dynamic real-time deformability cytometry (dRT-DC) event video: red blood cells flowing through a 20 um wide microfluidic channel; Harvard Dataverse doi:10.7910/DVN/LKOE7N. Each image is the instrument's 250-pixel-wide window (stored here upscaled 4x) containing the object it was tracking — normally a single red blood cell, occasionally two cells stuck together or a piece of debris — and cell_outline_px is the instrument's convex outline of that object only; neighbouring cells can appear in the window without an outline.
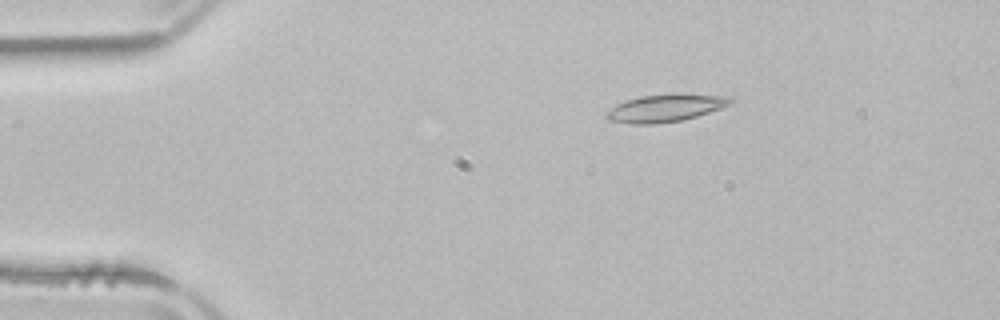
{"species": "common noctule bat (a hibernating species)", "species_latin": "Nyctalus noctula", "temperature_condition": "room temperature", "stored_images_in_passage": 5, "camera_frame_rate_fps": 3000, "um_per_image_px": 0.085, "animal": {"sex": "male", "body_mass_g": 21.5, "forearm_length_mm": 52.0}, "frame": {"image": 1, "passage_image": 3, "time_ms": 2.333, "image_size_px": [1000, 320], "cell_outline_px": [[732, 104], [696, 116], [680, 120], [652, 124], [628, 124], [608, 120], [604, 116], [604, 112], [616, 104], [640, 96], [732, 96]], "centroid_in_image_um": [56.45, 9.23], "position_along_channel_um": 28.6, "area_um2": 18.96}}
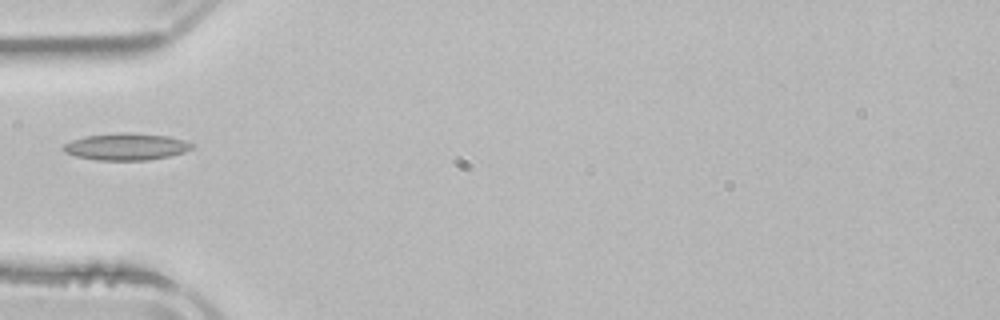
{"frame": {"image": 2, "passage_image": 5, "time_ms": 5.0, "image_size_px": [1000, 320], "cell_outline_px": [[192, 148], [184, 152], [172, 156], [148, 160], [96, 160], [76, 156], [64, 152], [64, 144], [72, 140], [84, 136], [116, 132], [132, 132], [168, 136], [184, 140], [192, 144]], "centroid_in_image_um": [10.73, 12.46], "position_along_channel_um": 74.3, "area_um2": 20.29}}